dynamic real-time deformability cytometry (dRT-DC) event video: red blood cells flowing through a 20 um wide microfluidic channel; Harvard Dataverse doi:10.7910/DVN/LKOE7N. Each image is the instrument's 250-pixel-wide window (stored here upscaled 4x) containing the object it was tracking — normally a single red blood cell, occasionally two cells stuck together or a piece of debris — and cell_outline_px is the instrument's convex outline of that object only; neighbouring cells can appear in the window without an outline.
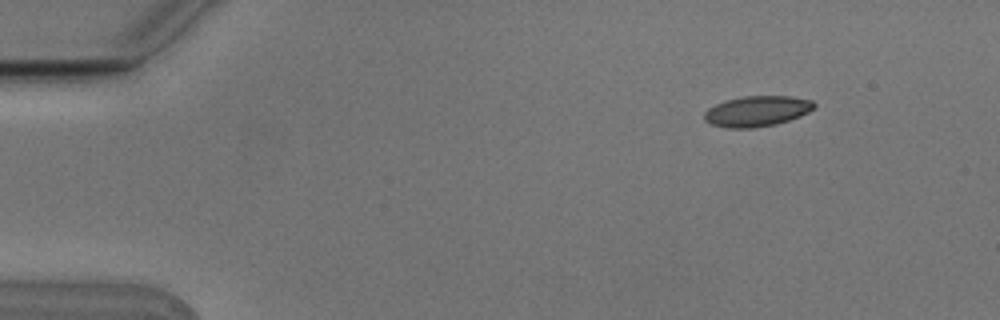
{"species": "Egyptian fruit bat (a non-hibernating species)", "species_latin": "Rousettus aegyptiacus", "temperature_condition": "cold", "stored_images_in_passage": 4, "camera_frame_rate_fps": 3000, "um_per_image_px": 0.085, "animal": {"sex": "male"}, "frame": {"image": 1, "passage_image": 2, "time_ms": 0.333, "image_size_px": [1000, 320], "cell_outline_px": [[816, 108], [800, 116], [776, 124], [752, 128], [728, 128], [712, 124], [704, 120], [704, 112], [708, 108], [724, 100], [744, 96], [792, 96], [812, 100], [816, 104]], "centroid_in_image_um": [64.36, 9.44], "position_along_channel_um": 20.6, "area_um2": 19.65}}
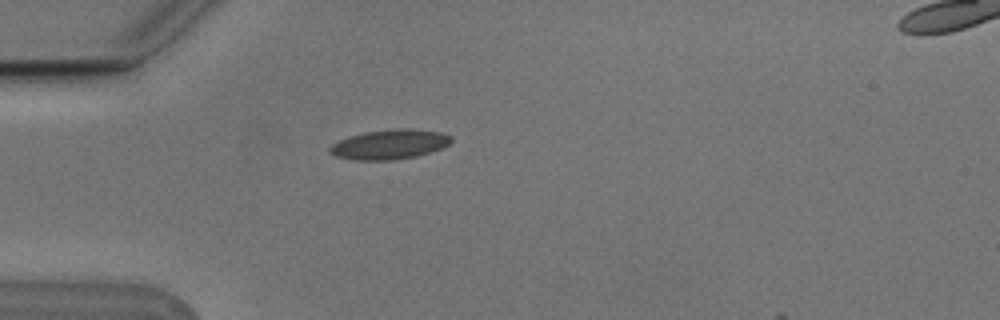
{"frame": {"image": 2, "passage_image": 4, "time_ms": 1.0, "image_size_px": [1000, 320], "cell_outline_px": [[452, 140], [448, 144], [440, 148], [416, 156], [396, 160], [356, 160], [336, 156], [328, 152], [328, 148], [332, 144], [340, 140], [364, 132], [396, 128], [408, 128], [440, 132], [452, 136]], "centroid_in_image_um": [33.1, 12.27], "position_along_channel_um": 51.9, "area_um2": 20.87}}